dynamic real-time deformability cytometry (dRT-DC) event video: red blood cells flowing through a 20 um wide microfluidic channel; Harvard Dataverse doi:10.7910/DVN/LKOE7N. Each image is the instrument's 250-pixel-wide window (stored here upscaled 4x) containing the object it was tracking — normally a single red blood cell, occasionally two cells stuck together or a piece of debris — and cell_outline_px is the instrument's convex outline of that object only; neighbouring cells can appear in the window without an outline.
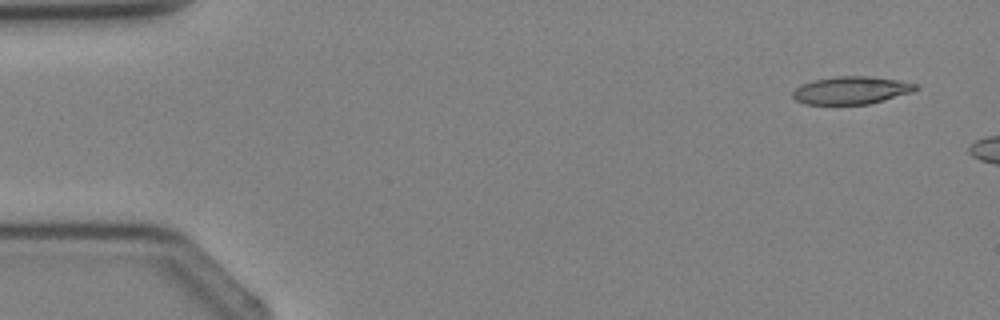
{"species": "Egyptian fruit bat (a non-hibernating species)", "species_latin": "Rousettus aegyptiacus", "temperature_condition": "cold", "stored_images_in_passage": 2, "camera_frame_rate_fps": 3000, "um_per_image_px": 0.085, "animal": {"sex": "female"}, "frame": {"image": 1, "passage_image": 1, "time_ms": 0.0, "image_size_px": [1000, 320], "cell_outline_px": [[920, 88], [912, 92], [884, 100], [868, 104], [804, 104], [796, 100], [792, 96], [792, 92], [800, 84], [812, 80], [836, 76], [872, 76], [900, 80], [920, 84]], "centroid_in_image_um": [72.38, 7.66], "position_along_channel_um": 12.6, "area_um2": 20.11}}